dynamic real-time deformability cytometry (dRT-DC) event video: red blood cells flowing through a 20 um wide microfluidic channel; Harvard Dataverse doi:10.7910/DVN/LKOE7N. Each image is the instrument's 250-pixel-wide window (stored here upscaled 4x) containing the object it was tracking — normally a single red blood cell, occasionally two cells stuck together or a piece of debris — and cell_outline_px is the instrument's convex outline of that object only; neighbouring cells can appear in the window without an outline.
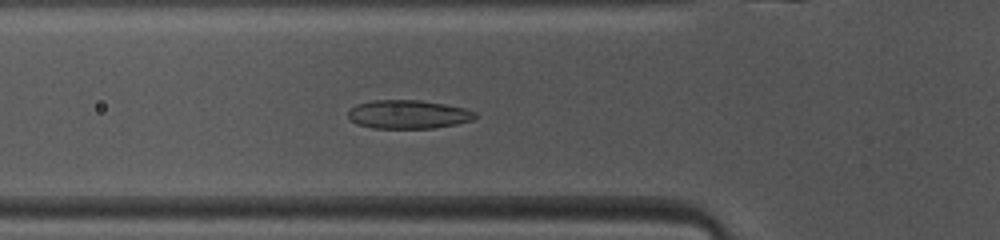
{"species": "common noctule bat (a hibernating species)", "species_latin": "Nyctalus noctula", "temperature_condition": "warm", "stored_images_in_passage": 35, "camera_frame_rate_fps": 3000, "um_per_image_px": 0.085, "animal": {"sex": "female", "body_mass_g": 10.0, "forearm_length_mm": 53.1}, "frame": {"image": 1, "passage_image": 7, "time_ms": 2.0, "image_size_px": [1000, 240], "cell_outline_px": [[476, 116], [472, 120], [456, 124], [432, 128], [372, 128], [356, 124], [348, 116], [348, 112], [356, 104], [372, 100], [420, 100], [444, 104], [464, 108], [476, 112]], "centroid_in_image_um": [34.68, 9.72], "position_along_channel_um": 91.1, "area_um2": 21.1}}
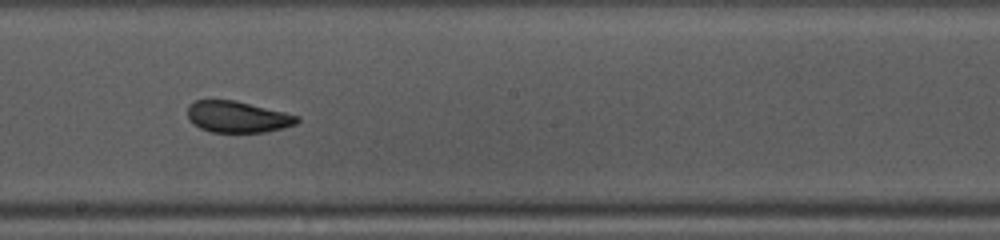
{"frame": {"image": 2, "passage_image": 17, "time_ms": 5.333, "image_size_px": [1000, 240], "cell_outline_px": [[300, 120], [296, 124], [284, 128], [268, 132], [212, 132], [200, 128], [192, 124], [188, 120], [188, 104], [196, 100], [232, 100], [284, 112], [300, 116]], "centroid_in_image_um": [20.18, 9.94], "position_along_channel_um": 228.0, "area_um2": 20.06}}
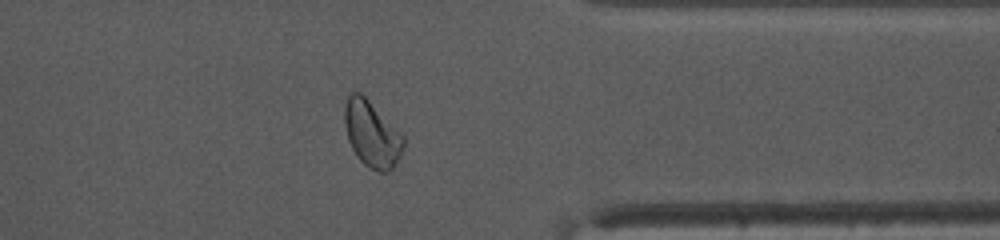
{"frame": {"image": 3, "passage_image": 29, "time_ms": 9.333, "image_size_px": [1000, 240], "cell_outline_px": [[404, 144], [400, 156], [392, 168], [388, 172], [380, 172], [368, 168], [356, 156], [348, 140], [344, 124], [344, 108], [348, 96], [352, 92], [360, 92], [404, 136]], "centroid_in_image_um": [31.59, 11.41], "position_along_channel_um": 379.8, "area_um2": 22.48}, "authors_computed_cell_mechanics": {"area_um2": 20.9236, "velocity_mm_per_s": 4.0832, "shape_relaxation_time_tau1_ms": 4.2641, "shape_relaxation_time_tau2_ms": 1.4715, "deformation_change_tau1": 0.1213, "deformation_change_tau2": 0.0477}}